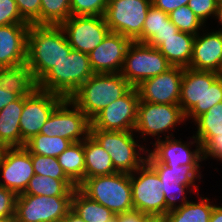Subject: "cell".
I'll list each match as a JSON object with an SVG mask.
<instances>
[{
  "instance_id": "8",
  "label": "cell",
  "mask_w": 222,
  "mask_h": 222,
  "mask_svg": "<svg viewBox=\"0 0 222 222\" xmlns=\"http://www.w3.org/2000/svg\"><path fill=\"white\" fill-rule=\"evenodd\" d=\"M152 0H109L104 18L110 32L142 43V29Z\"/></svg>"
},
{
  "instance_id": "29",
  "label": "cell",
  "mask_w": 222,
  "mask_h": 222,
  "mask_svg": "<svg viewBox=\"0 0 222 222\" xmlns=\"http://www.w3.org/2000/svg\"><path fill=\"white\" fill-rule=\"evenodd\" d=\"M71 209L86 222H108L115 216L110 209L86 196L78 187L72 195Z\"/></svg>"
},
{
  "instance_id": "46",
  "label": "cell",
  "mask_w": 222,
  "mask_h": 222,
  "mask_svg": "<svg viewBox=\"0 0 222 222\" xmlns=\"http://www.w3.org/2000/svg\"><path fill=\"white\" fill-rule=\"evenodd\" d=\"M140 222H165V219L161 215L143 213Z\"/></svg>"
},
{
  "instance_id": "48",
  "label": "cell",
  "mask_w": 222,
  "mask_h": 222,
  "mask_svg": "<svg viewBox=\"0 0 222 222\" xmlns=\"http://www.w3.org/2000/svg\"><path fill=\"white\" fill-rule=\"evenodd\" d=\"M61 222H86V221H84L77 213H75L72 209H70Z\"/></svg>"
},
{
  "instance_id": "45",
  "label": "cell",
  "mask_w": 222,
  "mask_h": 222,
  "mask_svg": "<svg viewBox=\"0 0 222 222\" xmlns=\"http://www.w3.org/2000/svg\"><path fill=\"white\" fill-rule=\"evenodd\" d=\"M20 96L17 93L7 92L0 87V110L11 102L17 100Z\"/></svg>"
},
{
  "instance_id": "6",
  "label": "cell",
  "mask_w": 222,
  "mask_h": 222,
  "mask_svg": "<svg viewBox=\"0 0 222 222\" xmlns=\"http://www.w3.org/2000/svg\"><path fill=\"white\" fill-rule=\"evenodd\" d=\"M146 163L158 174L161 180V187L166 201V214L170 210L182 207L189 202L186 196L188 190L189 193L197 191L199 195L198 188L200 187L196 185L195 181L197 179L200 181L199 179L202 177L200 166H167L159 163L149 152L146 154ZM190 187L192 188L190 189ZM186 190L187 192L185 193ZM177 201H179L178 205H176Z\"/></svg>"
},
{
  "instance_id": "36",
  "label": "cell",
  "mask_w": 222,
  "mask_h": 222,
  "mask_svg": "<svg viewBox=\"0 0 222 222\" xmlns=\"http://www.w3.org/2000/svg\"><path fill=\"white\" fill-rule=\"evenodd\" d=\"M34 174L50 176L54 179H70L56 157L31 154Z\"/></svg>"
},
{
  "instance_id": "23",
  "label": "cell",
  "mask_w": 222,
  "mask_h": 222,
  "mask_svg": "<svg viewBox=\"0 0 222 222\" xmlns=\"http://www.w3.org/2000/svg\"><path fill=\"white\" fill-rule=\"evenodd\" d=\"M195 35L178 31L169 38H161L157 49L172 66L188 68L193 55Z\"/></svg>"
},
{
  "instance_id": "30",
  "label": "cell",
  "mask_w": 222,
  "mask_h": 222,
  "mask_svg": "<svg viewBox=\"0 0 222 222\" xmlns=\"http://www.w3.org/2000/svg\"><path fill=\"white\" fill-rule=\"evenodd\" d=\"M214 206L209 198L201 196L198 203L189 201L182 207L170 210L164 219L165 222H209Z\"/></svg>"
},
{
  "instance_id": "26",
  "label": "cell",
  "mask_w": 222,
  "mask_h": 222,
  "mask_svg": "<svg viewBox=\"0 0 222 222\" xmlns=\"http://www.w3.org/2000/svg\"><path fill=\"white\" fill-rule=\"evenodd\" d=\"M85 179L116 173L109 153L89 135L84 140Z\"/></svg>"
},
{
  "instance_id": "18",
  "label": "cell",
  "mask_w": 222,
  "mask_h": 222,
  "mask_svg": "<svg viewBox=\"0 0 222 222\" xmlns=\"http://www.w3.org/2000/svg\"><path fill=\"white\" fill-rule=\"evenodd\" d=\"M184 68L172 66L167 71L142 81L136 88L140 101L179 105Z\"/></svg>"
},
{
  "instance_id": "5",
  "label": "cell",
  "mask_w": 222,
  "mask_h": 222,
  "mask_svg": "<svg viewBox=\"0 0 222 222\" xmlns=\"http://www.w3.org/2000/svg\"><path fill=\"white\" fill-rule=\"evenodd\" d=\"M78 188L115 215L134 209L131 174L116 172L111 175L86 178Z\"/></svg>"
},
{
  "instance_id": "24",
  "label": "cell",
  "mask_w": 222,
  "mask_h": 222,
  "mask_svg": "<svg viewBox=\"0 0 222 222\" xmlns=\"http://www.w3.org/2000/svg\"><path fill=\"white\" fill-rule=\"evenodd\" d=\"M24 97H19L0 110V144L4 148L22 147L20 119Z\"/></svg>"
},
{
  "instance_id": "32",
  "label": "cell",
  "mask_w": 222,
  "mask_h": 222,
  "mask_svg": "<svg viewBox=\"0 0 222 222\" xmlns=\"http://www.w3.org/2000/svg\"><path fill=\"white\" fill-rule=\"evenodd\" d=\"M72 142L60 136L37 134L25 143V148L36 155L58 157Z\"/></svg>"
},
{
  "instance_id": "28",
  "label": "cell",
  "mask_w": 222,
  "mask_h": 222,
  "mask_svg": "<svg viewBox=\"0 0 222 222\" xmlns=\"http://www.w3.org/2000/svg\"><path fill=\"white\" fill-rule=\"evenodd\" d=\"M78 186L71 179H54L34 174L22 194L44 196H72Z\"/></svg>"
},
{
  "instance_id": "51",
  "label": "cell",
  "mask_w": 222,
  "mask_h": 222,
  "mask_svg": "<svg viewBox=\"0 0 222 222\" xmlns=\"http://www.w3.org/2000/svg\"><path fill=\"white\" fill-rule=\"evenodd\" d=\"M108 222H117V214L111 218Z\"/></svg>"
},
{
  "instance_id": "44",
  "label": "cell",
  "mask_w": 222,
  "mask_h": 222,
  "mask_svg": "<svg viewBox=\"0 0 222 222\" xmlns=\"http://www.w3.org/2000/svg\"><path fill=\"white\" fill-rule=\"evenodd\" d=\"M143 213L138 210L117 214V222H140V217Z\"/></svg>"
},
{
  "instance_id": "11",
  "label": "cell",
  "mask_w": 222,
  "mask_h": 222,
  "mask_svg": "<svg viewBox=\"0 0 222 222\" xmlns=\"http://www.w3.org/2000/svg\"><path fill=\"white\" fill-rule=\"evenodd\" d=\"M90 129L91 120L70 99H64L45 122L40 134L60 136L74 143L84 141L90 135Z\"/></svg>"
},
{
  "instance_id": "35",
  "label": "cell",
  "mask_w": 222,
  "mask_h": 222,
  "mask_svg": "<svg viewBox=\"0 0 222 222\" xmlns=\"http://www.w3.org/2000/svg\"><path fill=\"white\" fill-rule=\"evenodd\" d=\"M169 18L179 31L187 32L195 36L199 33V30H203V27L206 26L187 5H183L169 13Z\"/></svg>"
},
{
  "instance_id": "19",
  "label": "cell",
  "mask_w": 222,
  "mask_h": 222,
  "mask_svg": "<svg viewBox=\"0 0 222 222\" xmlns=\"http://www.w3.org/2000/svg\"><path fill=\"white\" fill-rule=\"evenodd\" d=\"M170 134V135H168ZM165 135L162 140L155 141L153 150L148 149V152L159 162L167 166L186 165V166H201L203 160L202 146L193 134L194 141L184 143L179 139H175L172 133ZM172 137V138H171ZM196 144L195 150L190 145ZM151 150V151H150Z\"/></svg>"
},
{
  "instance_id": "43",
  "label": "cell",
  "mask_w": 222,
  "mask_h": 222,
  "mask_svg": "<svg viewBox=\"0 0 222 222\" xmlns=\"http://www.w3.org/2000/svg\"><path fill=\"white\" fill-rule=\"evenodd\" d=\"M189 0H152V5L169 14L177 8L187 5Z\"/></svg>"
},
{
  "instance_id": "50",
  "label": "cell",
  "mask_w": 222,
  "mask_h": 222,
  "mask_svg": "<svg viewBox=\"0 0 222 222\" xmlns=\"http://www.w3.org/2000/svg\"><path fill=\"white\" fill-rule=\"evenodd\" d=\"M0 222H17L16 216L0 218Z\"/></svg>"
},
{
  "instance_id": "2",
  "label": "cell",
  "mask_w": 222,
  "mask_h": 222,
  "mask_svg": "<svg viewBox=\"0 0 222 222\" xmlns=\"http://www.w3.org/2000/svg\"><path fill=\"white\" fill-rule=\"evenodd\" d=\"M222 102V74L184 68L179 105L186 120H195Z\"/></svg>"
},
{
  "instance_id": "17",
  "label": "cell",
  "mask_w": 222,
  "mask_h": 222,
  "mask_svg": "<svg viewBox=\"0 0 222 222\" xmlns=\"http://www.w3.org/2000/svg\"><path fill=\"white\" fill-rule=\"evenodd\" d=\"M0 186L16 195L25 192L34 176L31 153L23 147L4 148L0 152Z\"/></svg>"
},
{
  "instance_id": "20",
  "label": "cell",
  "mask_w": 222,
  "mask_h": 222,
  "mask_svg": "<svg viewBox=\"0 0 222 222\" xmlns=\"http://www.w3.org/2000/svg\"><path fill=\"white\" fill-rule=\"evenodd\" d=\"M131 42L132 40L126 36L109 32L89 54L93 72L98 74L120 73Z\"/></svg>"
},
{
  "instance_id": "38",
  "label": "cell",
  "mask_w": 222,
  "mask_h": 222,
  "mask_svg": "<svg viewBox=\"0 0 222 222\" xmlns=\"http://www.w3.org/2000/svg\"><path fill=\"white\" fill-rule=\"evenodd\" d=\"M21 17L30 25H40L41 0H15Z\"/></svg>"
},
{
  "instance_id": "25",
  "label": "cell",
  "mask_w": 222,
  "mask_h": 222,
  "mask_svg": "<svg viewBox=\"0 0 222 222\" xmlns=\"http://www.w3.org/2000/svg\"><path fill=\"white\" fill-rule=\"evenodd\" d=\"M170 21L169 14L151 5L142 29V43L157 48L161 38H169L178 32Z\"/></svg>"
},
{
  "instance_id": "22",
  "label": "cell",
  "mask_w": 222,
  "mask_h": 222,
  "mask_svg": "<svg viewBox=\"0 0 222 222\" xmlns=\"http://www.w3.org/2000/svg\"><path fill=\"white\" fill-rule=\"evenodd\" d=\"M29 27V23L0 26V68L26 63Z\"/></svg>"
},
{
  "instance_id": "21",
  "label": "cell",
  "mask_w": 222,
  "mask_h": 222,
  "mask_svg": "<svg viewBox=\"0 0 222 222\" xmlns=\"http://www.w3.org/2000/svg\"><path fill=\"white\" fill-rule=\"evenodd\" d=\"M199 32L194 39L193 55L188 68L222 74V31ZM203 34V35H202Z\"/></svg>"
},
{
  "instance_id": "15",
  "label": "cell",
  "mask_w": 222,
  "mask_h": 222,
  "mask_svg": "<svg viewBox=\"0 0 222 222\" xmlns=\"http://www.w3.org/2000/svg\"><path fill=\"white\" fill-rule=\"evenodd\" d=\"M64 99L58 94L39 88L30 95L24 96V107L20 119L22 147L29 139L40 133L52 112Z\"/></svg>"
},
{
  "instance_id": "39",
  "label": "cell",
  "mask_w": 222,
  "mask_h": 222,
  "mask_svg": "<svg viewBox=\"0 0 222 222\" xmlns=\"http://www.w3.org/2000/svg\"><path fill=\"white\" fill-rule=\"evenodd\" d=\"M27 23L20 15L15 0H0V26Z\"/></svg>"
},
{
  "instance_id": "31",
  "label": "cell",
  "mask_w": 222,
  "mask_h": 222,
  "mask_svg": "<svg viewBox=\"0 0 222 222\" xmlns=\"http://www.w3.org/2000/svg\"><path fill=\"white\" fill-rule=\"evenodd\" d=\"M57 159L65 174L77 186L85 180L84 141L71 143Z\"/></svg>"
},
{
  "instance_id": "10",
  "label": "cell",
  "mask_w": 222,
  "mask_h": 222,
  "mask_svg": "<svg viewBox=\"0 0 222 222\" xmlns=\"http://www.w3.org/2000/svg\"><path fill=\"white\" fill-rule=\"evenodd\" d=\"M72 196L19 194L16 199L17 222H61L71 209Z\"/></svg>"
},
{
  "instance_id": "47",
  "label": "cell",
  "mask_w": 222,
  "mask_h": 222,
  "mask_svg": "<svg viewBox=\"0 0 222 222\" xmlns=\"http://www.w3.org/2000/svg\"><path fill=\"white\" fill-rule=\"evenodd\" d=\"M209 222H222V206H214Z\"/></svg>"
},
{
  "instance_id": "4",
  "label": "cell",
  "mask_w": 222,
  "mask_h": 222,
  "mask_svg": "<svg viewBox=\"0 0 222 222\" xmlns=\"http://www.w3.org/2000/svg\"><path fill=\"white\" fill-rule=\"evenodd\" d=\"M93 74L89 55L72 49L37 83V88L69 99Z\"/></svg>"
},
{
  "instance_id": "14",
  "label": "cell",
  "mask_w": 222,
  "mask_h": 222,
  "mask_svg": "<svg viewBox=\"0 0 222 222\" xmlns=\"http://www.w3.org/2000/svg\"><path fill=\"white\" fill-rule=\"evenodd\" d=\"M139 100L137 88L131 87L91 120L90 130L134 131Z\"/></svg>"
},
{
  "instance_id": "49",
  "label": "cell",
  "mask_w": 222,
  "mask_h": 222,
  "mask_svg": "<svg viewBox=\"0 0 222 222\" xmlns=\"http://www.w3.org/2000/svg\"><path fill=\"white\" fill-rule=\"evenodd\" d=\"M214 18H216V20L218 19V23L222 27V1H218ZM219 31H222V28H220Z\"/></svg>"
},
{
  "instance_id": "7",
  "label": "cell",
  "mask_w": 222,
  "mask_h": 222,
  "mask_svg": "<svg viewBox=\"0 0 222 222\" xmlns=\"http://www.w3.org/2000/svg\"><path fill=\"white\" fill-rule=\"evenodd\" d=\"M134 133L133 131L90 130V135L109 153L115 170L127 174H132L140 168L146 162L145 154L148 153V149L142 147L138 143L139 140L134 139L136 138Z\"/></svg>"
},
{
  "instance_id": "9",
  "label": "cell",
  "mask_w": 222,
  "mask_h": 222,
  "mask_svg": "<svg viewBox=\"0 0 222 222\" xmlns=\"http://www.w3.org/2000/svg\"><path fill=\"white\" fill-rule=\"evenodd\" d=\"M171 67L157 48L132 41L120 73L132 87H137L142 81L155 77Z\"/></svg>"
},
{
  "instance_id": "12",
  "label": "cell",
  "mask_w": 222,
  "mask_h": 222,
  "mask_svg": "<svg viewBox=\"0 0 222 222\" xmlns=\"http://www.w3.org/2000/svg\"><path fill=\"white\" fill-rule=\"evenodd\" d=\"M186 115L180 105L155 104L140 101L138 103L137 122L134 132H139V137L146 140V136H158L156 141L161 140V133L174 131L177 124L184 123Z\"/></svg>"
},
{
  "instance_id": "41",
  "label": "cell",
  "mask_w": 222,
  "mask_h": 222,
  "mask_svg": "<svg viewBox=\"0 0 222 222\" xmlns=\"http://www.w3.org/2000/svg\"><path fill=\"white\" fill-rule=\"evenodd\" d=\"M17 195L3 186H0V218L15 215Z\"/></svg>"
},
{
  "instance_id": "37",
  "label": "cell",
  "mask_w": 222,
  "mask_h": 222,
  "mask_svg": "<svg viewBox=\"0 0 222 222\" xmlns=\"http://www.w3.org/2000/svg\"><path fill=\"white\" fill-rule=\"evenodd\" d=\"M107 0H70L71 16H104Z\"/></svg>"
},
{
  "instance_id": "27",
  "label": "cell",
  "mask_w": 222,
  "mask_h": 222,
  "mask_svg": "<svg viewBox=\"0 0 222 222\" xmlns=\"http://www.w3.org/2000/svg\"><path fill=\"white\" fill-rule=\"evenodd\" d=\"M0 87L7 92L17 93L20 97L30 95L36 88L32 72L27 63L0 68Z\"/></svg>"
},
{
  "instance_id": "40",
  "label": "cell",
  "mask_w": 222,
  "mask_h": 222,
  "mask_svg": "<svg viewBox=\"0 0 222 222\" xmlns=\"http://www.w3.org/2000/svg\"><path fill=\"white\" fill-rule=\"evenodd\" d=\"M217 4L218 0H189L187 6L205 24L208 18L215 16Z\"/></svg>"
},
{
  "instance_id": "1",
  "label": "cell",
  "mask_w": 222,
  "mask_h": 222,
  "mask_svg": "<svg viewBox=\"0 0 222 222\" xmlns=\"http://www.w3.org/2000/svg\"><path fill=\"white\" fill-rule=\"evenodd\" d=\"M72 50L60 25L31 24L27 33V66L38 83Z\"/></svg>"
},
{
  "instance_id": "16",
  "label": "cell",
  "mask_w": 222,
  "mask_h": 222,
  "mask_svg": "<svg viewBox=\"0 0 222 222\" xmlns=\"http://www.w3.org/2000/svg\"><path fill=\"white\" fill-rule=\"evenodd\" d=\"M60 26L72 49L88 55L110 32L104 16H70Z\"/></svg>"
},
{
  "instance_id": "33",
  "label": "cell",
  "mask_w": 222,
  "mask_h": 222,
  "mask_svg": "<svg viewBox=\"0 0 222 222\" xmlns=\"http://www.w3.org/2000/svg\"><path fill=\"white\" fill-rule=\"evenodd\" d=\"M194 121L197 126L194 136L200 142L201 146H203L214 136V133H222V102L213 106Z\"/></svg>"
},
{
  "instance_id": "52",
  "label": "cell",
  "mask_w": 222,
  "mask_h": 222,
  "mask_svg": "<svg viewBox=\"0 0 222 222\" xmlns=\"http://www.w3.org/2000/svg\"><path fill=\"white\" fill-rule=\"evenodd\" d=\"M4 149V147L0 144V152Z\"/></svg>"
},
{
  "instance_id": "42",
  "label": "cell",
  "mask_w": 222,
  "mask_h": 222,
  "mask_svg": "<svg viewBox=\"0 0 222 222\" xmlns=\"http://www.w3.org/2000/svg\"><path fill=\"white\" fill-rule=\"evenodd\" d=\"M203 160L212 157L218 161H222V133H214L203 146H202Z\"/></svg>"
},
{
  "instance_id": "3",
  "label": "cell",
  "mask_w": 222,
  "mask_h": 222,
  "mask_svg": "<svg viewBox=\"0 0 222 222\" xmlns=\"http://www.w3.org/2000/svg\"><path fill=\"white\" fill-rule=\"evenodd\" d=\"M131 87L121 73H94L69 99L92 120Z\"/></svg>"
},
{
  "instance_id": "13",
  "label": "cell",
  "mask_w": 222,
  "mask_h": 222,
  "mask_svg": "<svg viewBox=\"0 0 222 222\" xmlns=\"http://www.w3.org/2000/svg\"><path fill=\"white\" fill-rule=\"evenodd\" d=\"M131 189L135 210L166 216V201L161 180L146 162L131 174Z\"/></svg>"
},
{
  "instance_id": "34",
  "label": "cell",
  "mask_w": 222,
  "mask_h": 222,
  "mask_svg": "<svg viewBox=\"0 0 222 222\" xmlns=\"http://www.w3.org/2000/svg\"><path fill=\"white\" fill-rule=\"evenodd\" d=\"M70 16V0H41L40 25H61Z\"/></svg>"
}]
</instances>
